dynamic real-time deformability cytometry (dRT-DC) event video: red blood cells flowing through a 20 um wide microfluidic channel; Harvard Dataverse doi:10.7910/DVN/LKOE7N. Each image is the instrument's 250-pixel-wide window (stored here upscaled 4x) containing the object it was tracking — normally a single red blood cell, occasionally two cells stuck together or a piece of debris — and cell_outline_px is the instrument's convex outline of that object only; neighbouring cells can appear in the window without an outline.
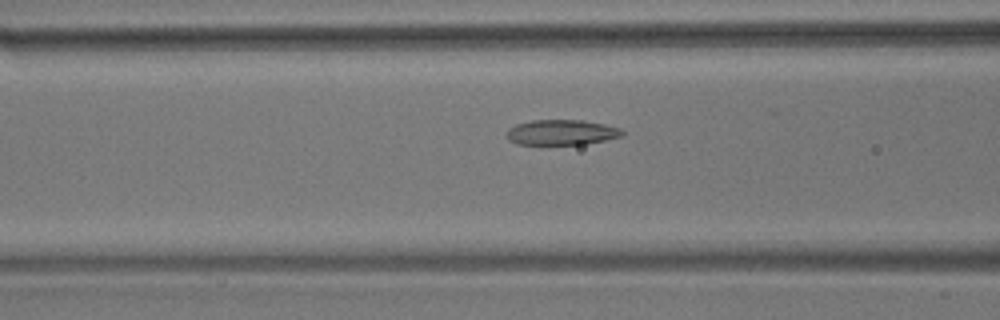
{"species": "common noctule bat (a hibernating species)", "species_latin": "Nyctalus noctula", "temperature_condition": "room temperature", "stored_images_in_passage": 7, "camera_frame_rate_fps": 3000, "um_per_image_px": 0.085, "animal": {"sex": "male", "body_mass_g": 17.9}, "frame": {"image": 1, "passage_image": 5, "time_ms": 1.333, "image_size_px": [1000, 320], "cell_outline_px": [[624, 136], [584, 144], [540, 148], [516, 144], [508, 140], [508, 128], [516, 124], [532, 120], [580, 120], [604, 124], [620, 128], [624, 132]], "centroid_in_image_um": [47.66, 11.31], "position_along_channel_um": 118.9, "area_um2": 17.92}}